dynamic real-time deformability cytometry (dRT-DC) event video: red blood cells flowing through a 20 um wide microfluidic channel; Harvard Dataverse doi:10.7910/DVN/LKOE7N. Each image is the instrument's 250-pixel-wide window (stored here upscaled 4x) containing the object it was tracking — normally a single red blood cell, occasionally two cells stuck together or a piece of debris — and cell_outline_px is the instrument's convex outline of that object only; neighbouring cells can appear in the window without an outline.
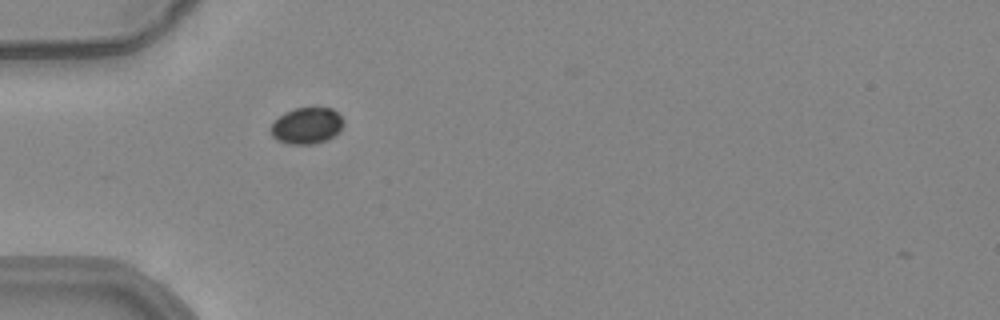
{"species": "common noctule bat (a hibernating species)", "species_latin": "Nyctalus noctula", "temperature_condition": "warm", "stored_images_in_passage": 36, "camera_frame_rate_fps": 3000, "um_per_image_px": 0.085, "animal": {"sex": "female", "body_mass_g": 24.6, "forearm_length_mm": 56.2}, "frame": {"image": 1, "passage_image": 1, "time_ms": 0.0, "image_size_px": [1000, 320], "cell_outline_px": [[344, 120], [340, 128], [332, 136], [324, 140], [312, 144], [288, 144], [272, 136], [272, 124], [280, 116], [296, 108], [332, 108]], "centroid_in_image_um": [26.08, 10.68], "position_along_channel_um": 58.9, "area_um2": 14.8}}
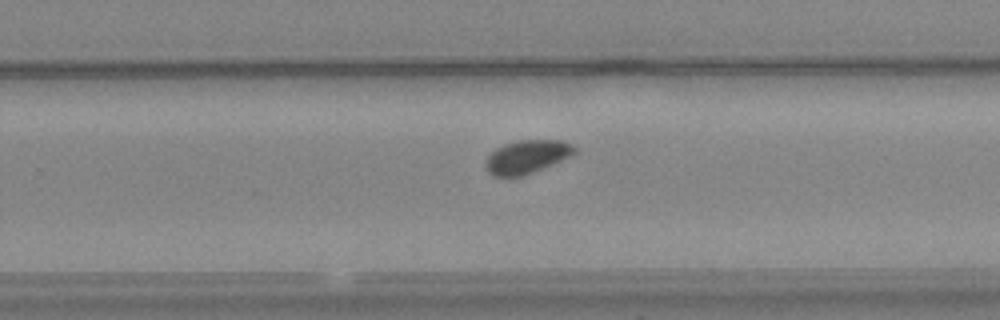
{"frame": {"image": 2, "passage_image": 19, "time_ms": 6.0, "image_size_px": [1000, 320], "cell_outline_px": [[580, 152], [524, 176], [492, 176], [488, 172], [484, 164], [484, 160], [496, 148], [504, 144], [516, 140], [560, 140], [572, 144], [580, 148]], "centroid_in_image_um": [44.82, 13.32], "position_along_channel_um": 285.0, "area_um2": 17.57}}
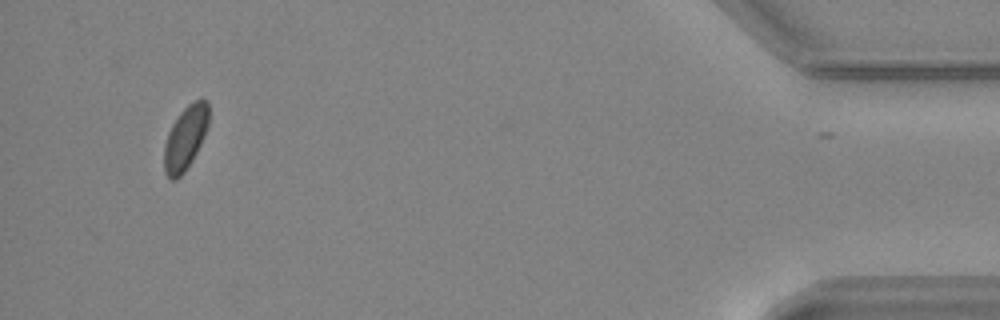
{"frame": {"image": 3, "passage_image": 35, "time_ms": 11.333, "image_size_px": [1000, 320], "cell_outline_px": [[208, 124], [204, 136], [192, 160], [184, 172], [176, 180], [172, 180], [164, 172], [164, 144], [168, 132], [172, 124], [180, 112], [188, 104], [196, 100], [208, 100]], "centroid_in_image_um": [15.74, 11.73], "position_along_channel_um": 419.5, "area_um2": 16.42}, "authors_computed_cell_mechanics": {"area_um2": 16.7909, "velocity_mm_per_s": 3.868, "shape_relaxation_time_tau1_ms": null, "shape_relaxation_time_tau2_ms": 7.4272, "deformation_change_tau1": null, "deformation_change_tau2": 0.113}}